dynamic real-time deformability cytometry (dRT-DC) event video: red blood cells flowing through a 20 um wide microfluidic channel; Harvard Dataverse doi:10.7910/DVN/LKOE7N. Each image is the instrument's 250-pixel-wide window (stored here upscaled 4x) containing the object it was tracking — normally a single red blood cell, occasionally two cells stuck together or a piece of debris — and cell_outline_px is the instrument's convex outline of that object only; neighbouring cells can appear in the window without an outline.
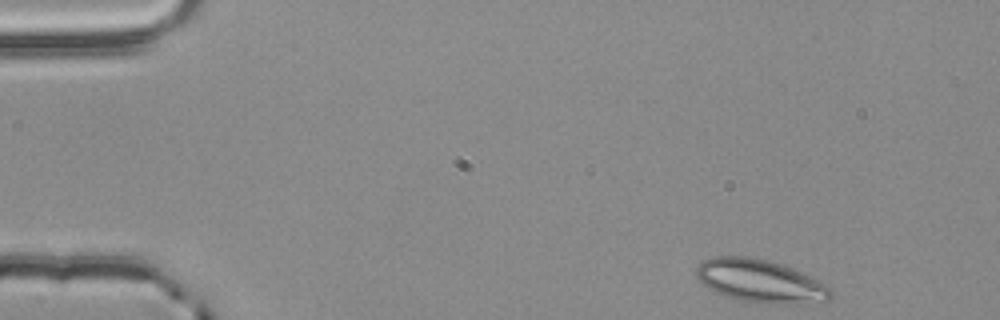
{"species": "common noctule bat (a hibernating species)", "species_latin": "Nyctalus noctula", "temperature_condition": "room temperature", "stored_images_in_passage": 50, "camera_frame_rate_fps": 3000, "um_per_image_px": 0.085, "animal": {"sex": "male", "body_mass_g": 20.4}, "frame": {"image": 1, "passage_image": 1, "time_ms": 0.0, "image_size_px": [1000, 320], "cell_outline_px": [[832, 296], [828, 300], [808, 304], [776, 304], [736, 300], [716, 292], [708, 288], [696, 276], [696, 268], [704, 260], [712, 256], [748, 256], [768, 260], [792, 268], [832, 288]], "centroid_in_image_um": [64.63, 23.9], "position_along_channel_um": 20.4, "area_um2": 33.64}}
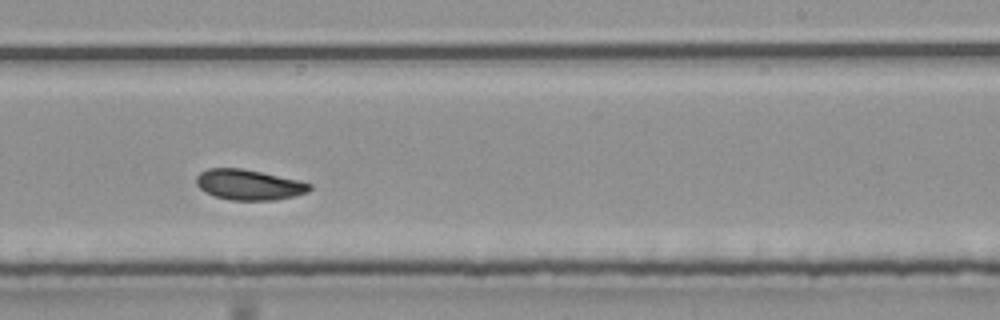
{"frame": {"image": 2, "passage_image": 29, "time_ms": 9.333, "image_size_px": [1000, 320], "cell_outline_px": [[312, 188], [308, 192], [276, 200], [232, 200], [216, 196], [204, 192], [196, 184], [196, 176], [200, 172], [208, 168], [240, 168], [300, 180], [312, 184]], "centroid_in_image_um": [21.15, 15.7], "position_along_channel_um": 267.8, "area_um2": 20.06}}
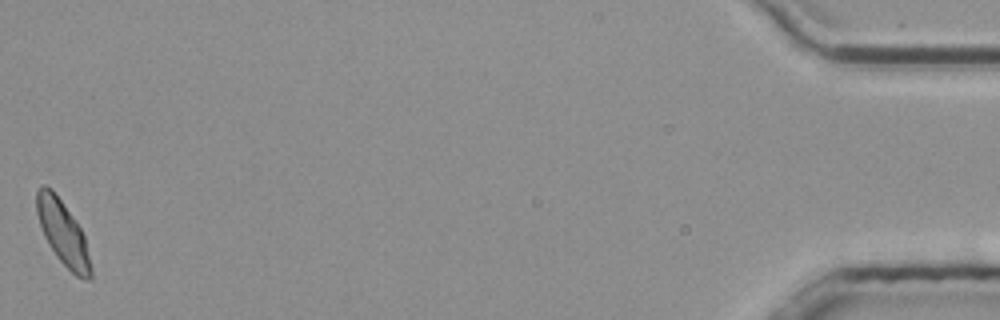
{"frame": {"image": 3, "passage_image": 50, "time_ms": 16.333, "image_size_px": [1000, 320], "cell_outline_px": [[92, 276], [88, 280], [84, 280], [76, 276], [56, 256], [48, 244], [44, 236], [36, 212], [36, 188], [44, 184], [52, 188], [72, 216], [80, 228], [84, 236], [92, 268]], "centroid_in_image_um": [5.33, 19.79], "position_along_channel_um": 429.9, "area_um2": 20.17}, "authors_computed_cell_mechanics": {"area_um2": 20.23, "velocity_mm_per_s": 3.766, "shape_relaxation_time_tau1_ms": 7.601, "shape_relaxation_time_tau2_ms": 5.4156, "deformation_change_tau1": 0.1474, "deformation_change_tau2": 0.0987}}